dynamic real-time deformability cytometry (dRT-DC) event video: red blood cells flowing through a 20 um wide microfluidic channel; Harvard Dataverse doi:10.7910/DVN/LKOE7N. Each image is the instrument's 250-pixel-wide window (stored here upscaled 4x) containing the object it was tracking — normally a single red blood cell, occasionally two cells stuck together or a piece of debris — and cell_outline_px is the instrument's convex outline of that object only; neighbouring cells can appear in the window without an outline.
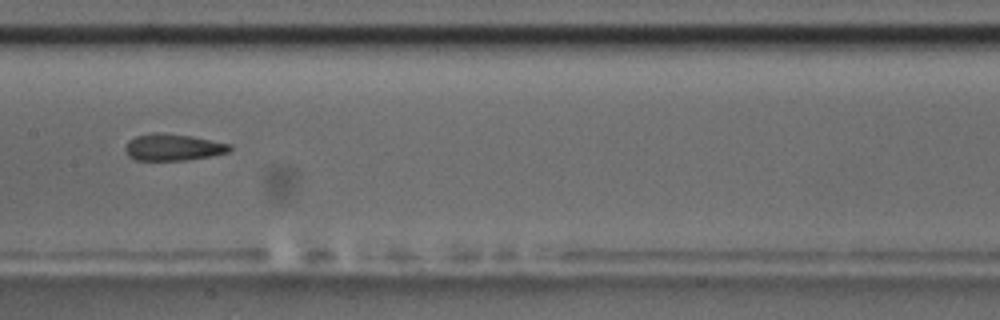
{"species": "common noctule bat (a hibernating species)", "species_latin": "Nyctalus noctula", "temperature_condition": "room temperature", "stored_images_in_passage": 10, "camera_frame_rate_fps": 3000, "um_per_image_px": 0.085, "animal": {"sex": "male", "body_mass_g": 17.5, "forearm_length_mm": 52.3}, "frame": {"image": 1, "passage_image": 9, "time_ms": 9.333, "image_size_px": [1000, 320], "cell_outline_px": [[232, 148], [228, 152], [212, 156], [188, 160], [136, 160], [128, 156], [124, 148], [128, 140], [136, 136], [152, 132], [160, 132], [192, 136], [232, 144]], "centroid_in_image_um": [14.71, 12.51], "position_along_channel_um": 192.7, "area_um2": 16.47}}